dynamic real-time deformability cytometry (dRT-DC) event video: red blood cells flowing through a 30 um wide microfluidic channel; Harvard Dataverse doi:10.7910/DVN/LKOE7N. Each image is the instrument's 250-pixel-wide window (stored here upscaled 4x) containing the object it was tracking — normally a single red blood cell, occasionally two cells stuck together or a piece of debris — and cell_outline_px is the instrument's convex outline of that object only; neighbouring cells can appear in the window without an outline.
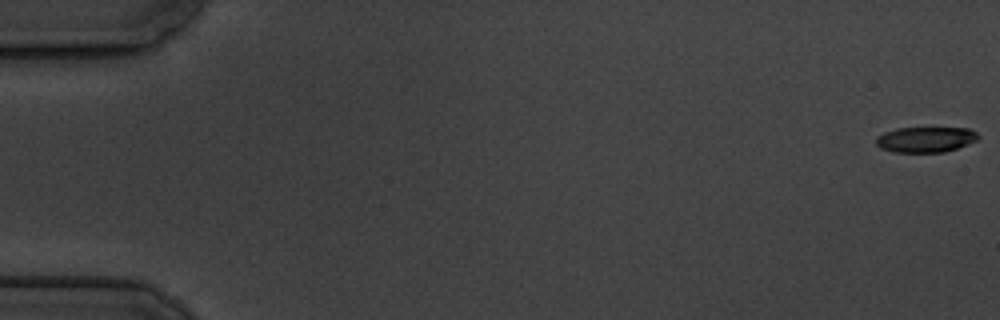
{"species": "common noctule bat (a hibernating species)", "species_latin": "Nyctalus noctula", "temperature_condition": "cold", "stored_images_in_passage": 12, "camera_frame_rate_fps": 3000, "um_per_image_px": 0.085, "animal": {"sex": "male", "body_mass_g": 19.5, "forearm_length_mm": 54.6}, "frame": {"image": 1, "passage_image": 1, "time_ms": 0.0, "image_size_px": [1000, 320], "cell_outline_px": [[980, 136], [976, 140], [968, 144], [944, 152], [892, 152], [880, 148], [876, 144], [876, 136], [884, 132], [896, 128], [968, 128], [976, 132]], "centroid_in_image_um": [78.65, 11.85], "position_along_channel_um": 6.4, "area_um2": 15.2}}
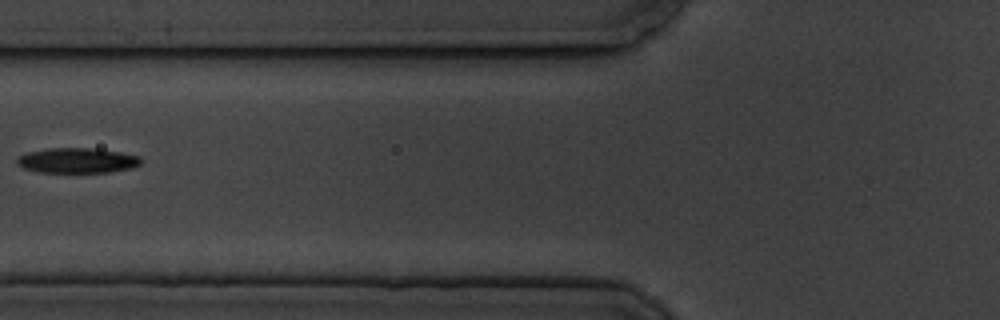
{"frame": {"image": 2, "passage_image": 7, "time_ms": 7.667, "image_size_px": [1000, 320], "cell_outline_px": [[140, 164], [132, 168], [108, 172], [40, 172], [24, 168], [16, 164], [16, 160], [20, 156], [28, 152], [48, 148], [88, 148], [120, 152], [140, 156]], "centroid_in_image_um": [6.55, 13.64], "position_along_channel_um": 119.2, "area_um2": 17.98}}
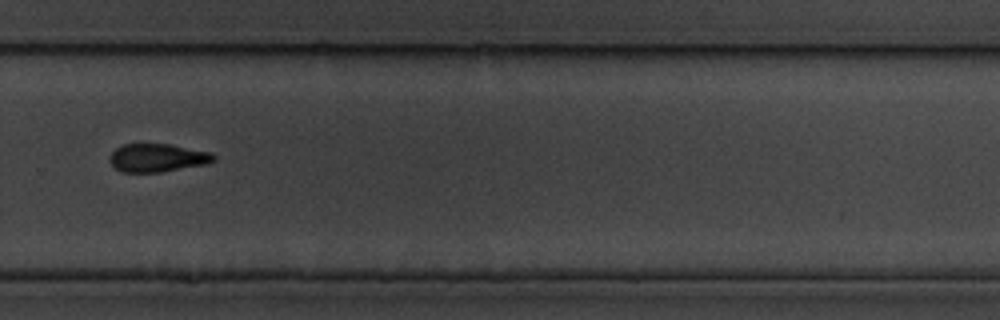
{"frame": {"image": 3, "passage_image": 12, "time_ms": 13.333, "image_size_px": [1000, 320], "cell_outline_px": [[216, 160], [208, 164], [160, 172], [120, 172], [108, 160], [108, 156], [116, 148], [124, 144], [168, 144], [212, 152], [216, 156]], "centroid_in_image_um": [13.39, 13.41], "position_along_channel_um": 316.4, "area_um2": 17.22}}